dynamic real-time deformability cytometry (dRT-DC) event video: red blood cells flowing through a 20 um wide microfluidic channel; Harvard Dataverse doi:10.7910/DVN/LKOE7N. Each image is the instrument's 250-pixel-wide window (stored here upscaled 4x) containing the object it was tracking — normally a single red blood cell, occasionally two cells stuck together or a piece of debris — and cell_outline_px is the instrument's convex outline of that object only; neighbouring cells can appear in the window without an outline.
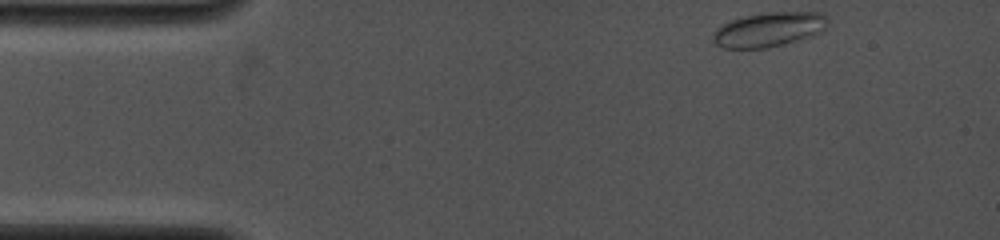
{"species": "common noctule bat (a hibernating species)", "species_latin": "Nyctalus noctula", "temperature_condition": "cold", "stored_images_in_passage": 58, "camera_frame_rate_fps": 4000, "um_per_image_px": 0.085, "animal": {"sex": "female", "body_mass_g": 19.0, "forearm_length_mm": 53.3}, "frame": {"image": 1, "passage_image": 1, "time_ms": 0.0, "image_size_px": [1000, 240], "cell_outline_px": [[828, 20], [824, 28], [820, 32], [812, 36], [784, 44], [768, 48], [724, 48], [716, 44], [712, 40], [712, 36], [716, 28], [728, 20], [768, 12], [820, 12], [828, 16]], "centroid_in_image_um": [65.34, 2.51], "position_along_channel_um": 19.7, "area_um2": 23.12}}
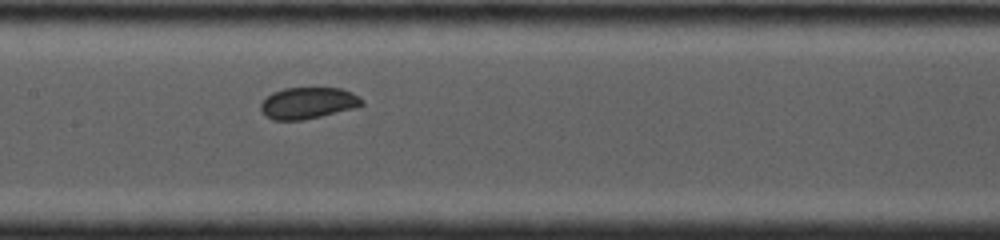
{"frame": {"image": 2, "passage_image": 36, "time_ms": 5.75, "image_size_px": [1000, 240], "cell_outline_px": [[364, 104], [352, 108], [304, 120], [272, 120], [260, 112], [260, 104], [272, 92], [284, 88], [340, 88], [352, 92], [364, 100]], "centroid_in_image_um": [26.15, 8.76], "position_along_channel_um": 181.3, "area_um2": 18.5}}
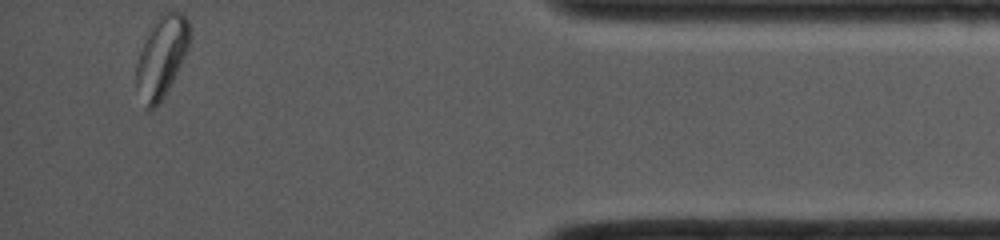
{"frame": {"image": 3, "passage_image": 58, "time_ms": 12.5, "image_size_px": [1000, 240], "cell_outline_px": [[188, 48], [164, 96], [152, 108], [144, 108], [136, 84], [136, 64], [140, 52], [160, 12], [180, 12], [188, 20]], "centroid_in_image_um": [13.71, 4.83], "position_along_channel_um": 421.5, "area_um2": 24.16}}